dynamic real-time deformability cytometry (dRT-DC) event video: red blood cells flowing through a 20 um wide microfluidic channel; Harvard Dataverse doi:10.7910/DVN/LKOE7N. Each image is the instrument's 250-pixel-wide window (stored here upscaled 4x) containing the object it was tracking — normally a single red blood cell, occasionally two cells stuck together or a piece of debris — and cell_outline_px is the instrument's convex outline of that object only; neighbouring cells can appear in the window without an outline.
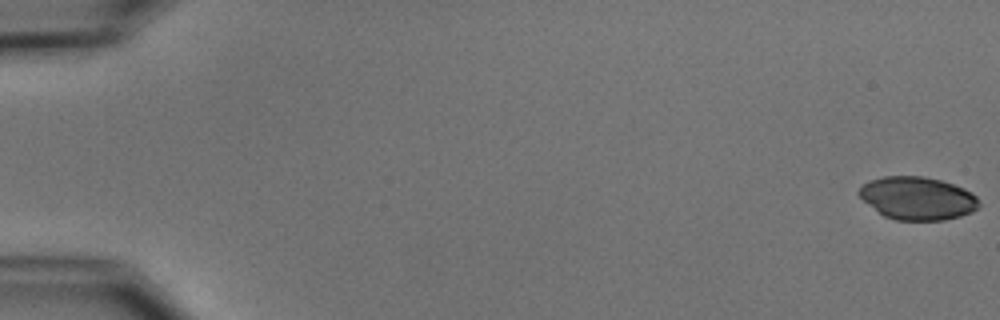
{"species": "common noctule bat (a hibernating species)", "species_latin": "Nyctalus noctula", "temperature_condition": "cold", "stored_images_in_passage": 5, "camera_frame_rate_fps": 3000, "um_per_image_px": 0.085, "animal": {"sex": "male", "body_mass_g": 15.6}, "frame": {"image": 1, "passage_image": 1, "time_ms": 0.0, "image_size_px": [1000, 320], "cell_outline_px": [[980, 204], [972, 212], [960, 216], [944, 220], [896, 220], [884, 216], [864, 200], [856, 192], [868, 180], [884, 176], [924, 176], [940, 180], [964, 188], [972, 192], [976, 196]], "centroid_in_image_um": [77.99, 16.84], "position_along_channel_um": 7.0, "area_um2": 29.94}}
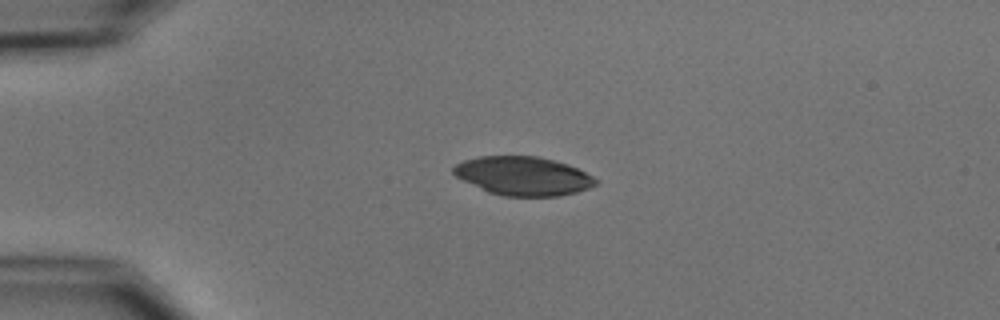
{"frame": {"image": 2, "passage_image": 4, "time_ms": 4.333, "image_size_px": [1000, 320], "cell_outline_px": [[600, 180], [596, 184], [588, 188], [576, 192], [556, 196], [504, 196], [488, 192], [456, 176], [452, 172], [452, 168], [456, 164], [464, 160], [476, 156], [536, 156], [556, 160], [568, 164]], "centroid_in_image_um": [44.46, 14.95], "position_along_channel_um": 40.5, "area_um2": 32.02}}